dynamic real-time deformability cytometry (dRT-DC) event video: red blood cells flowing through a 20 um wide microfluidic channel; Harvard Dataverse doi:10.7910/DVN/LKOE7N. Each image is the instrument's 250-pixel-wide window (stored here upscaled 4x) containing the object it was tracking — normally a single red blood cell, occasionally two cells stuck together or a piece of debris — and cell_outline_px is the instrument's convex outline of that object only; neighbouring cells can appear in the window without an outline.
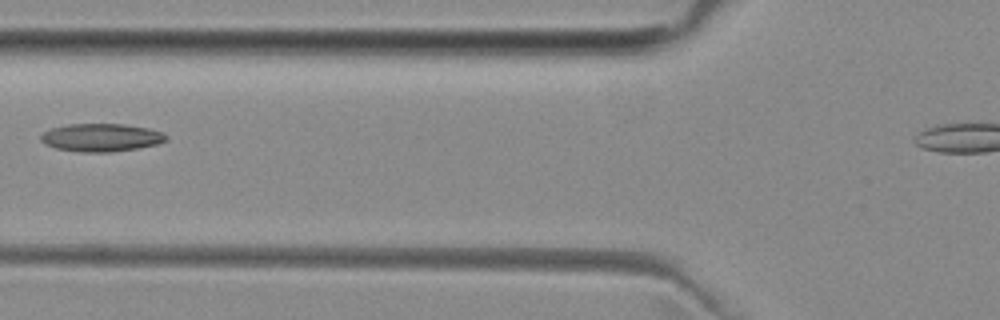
{"species": "common noctule bat (a hibernating species)", "species_latin": "Nyctalus noctula", "temperature_condition": "room temperature", "stored_images_in_passage": 4, "camera_frame_rate_fps": 3000, "um_per_image_px": 0.085, "animal": {"sex": "female", "body_mass_g": 29.2, "forearm_length_mm": 56.3}, "frame": {"image": 1, "passage_image": 3, "time_ms": 2.333, "image_size_px": [1000, 320], "cell_outline_px": [[168, 140], [156, 144], [136, 148], [112, 152], [80, 152], [56, 148], [44, 144], [40, 140], [40, 136], [44, 132], [52, 128], [68, 124], [124, 124], [148, 128], [164, 132], [168, 136]], "centroid_in_image_um": [8.61, 11.69], "position_along_channel_um": 117.2, "area_um2": 20.46}}
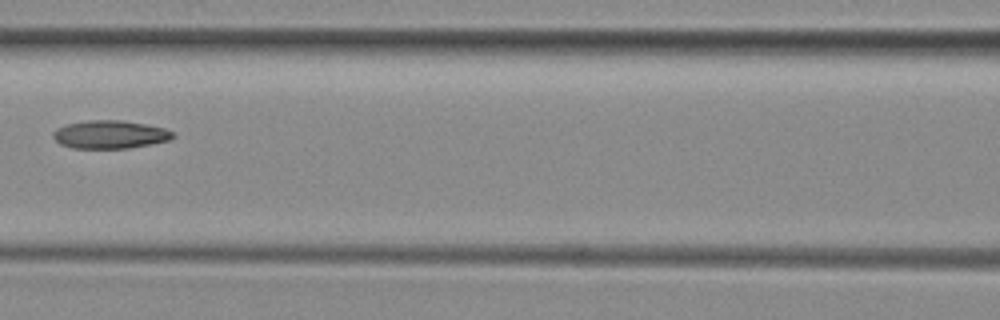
{"frame": {"image": 2, "passage_image": 4, "time_ms": 3.333, "image_size_px": [1000, 320], "cell_outline_px": [[176, 136], [168, 140], [128, 148], [72, 148], [60, 144], [52, 136], [52, 132], [56, 128], [68, 124], [88, 120], [120, 120], [144, 124], [164, 128], [172, 132]], "centroid_in_image_um": [9.31, 11.43], "position_along_channel_um": 157.3, "area_um2": 19.42}}